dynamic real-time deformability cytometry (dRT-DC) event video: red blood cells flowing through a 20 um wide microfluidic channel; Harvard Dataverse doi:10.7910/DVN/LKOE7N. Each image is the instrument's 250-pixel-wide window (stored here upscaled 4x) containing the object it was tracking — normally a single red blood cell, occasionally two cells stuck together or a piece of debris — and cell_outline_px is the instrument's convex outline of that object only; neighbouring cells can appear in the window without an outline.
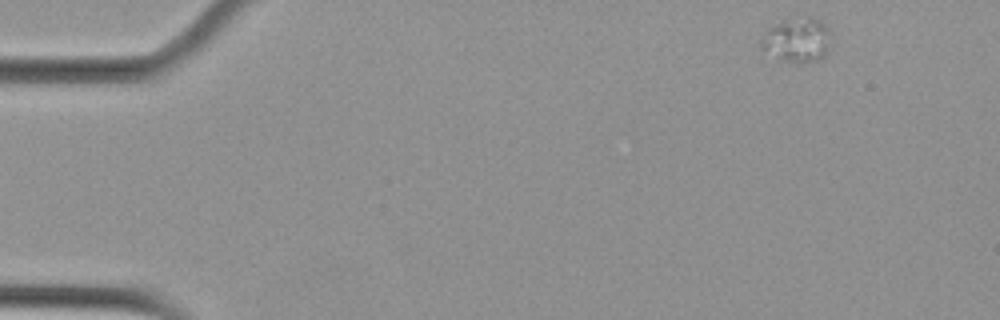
{"species": "Egyptian fruit bat (a non-hibernating species)", "species_latin": "Rousettus aegyptiacus", "temperature_condition": "cold", "stored_images_in_passage": 23, "camera_frame_rate_fps": 3000, "um_per_image_px": 0.085, "animal": {"sex": "female"}, "frame": {"image": 1, "passage_image": 1, "time_ms": 0.0, "image_size_px": [1000, 320], "cell_outline_px": [[828, 48], [824, 56], [816, 60], [804, 64], [800, 64], [776, 60], [760, 44], [760, 40], [768, 28], [784, 20], [808, 16], [812, 16], [820, 20], [828, 28]], "centroid_in_image_um": [67.73, 3.42], "position_along_channel_um": 17.3, "area_um2": 18.09}}